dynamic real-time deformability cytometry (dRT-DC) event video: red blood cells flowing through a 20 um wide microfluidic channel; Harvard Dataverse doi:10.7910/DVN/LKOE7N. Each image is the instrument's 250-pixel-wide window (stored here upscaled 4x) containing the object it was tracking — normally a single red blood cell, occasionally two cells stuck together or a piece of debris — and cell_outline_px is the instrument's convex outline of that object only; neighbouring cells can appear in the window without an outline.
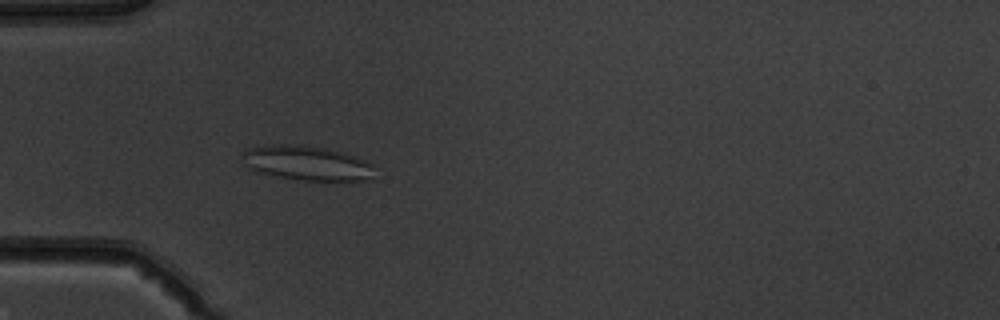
{"species": "common noctule bat (a hibernating species)", "species_latin": "Nyctalus noctula", "temperature_condition": "warm", "stored_images_in_passage": 52, "camera_frame_rate_fps": 3000, "um_per_image_px": 0.085, "animal": {"sex": "male", "body_mass_g": 19.5, "forearm_length_mm": 54.6}, "frame": {"image": 1, "passage_image": 16, "time_ms": 5.0, "image_size_px": [1000, 320], "cell_outline_px": [[376, 164], [372, 176], [364, 180], [300, 180], [256, 172], [248, 168], [244, 164], [240, 156], [240, 152], [248, 148], [272, 144], [304, 144], [344, 152]], "centroid_in_image_um": [26.04, 13.84], "position_along_channel_um": 59.0, "area_um2": 27.05}}
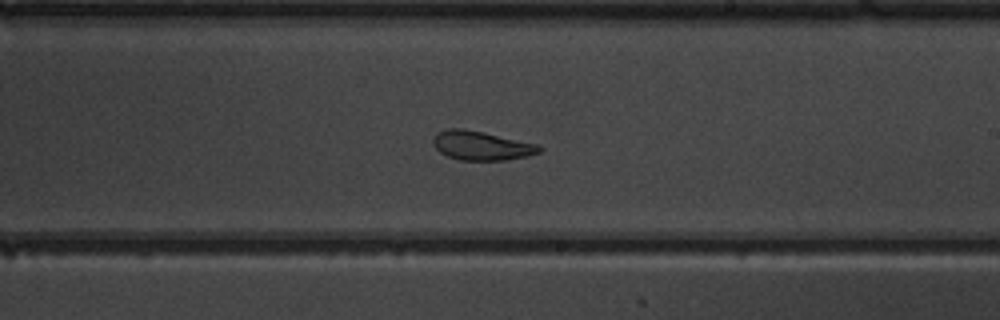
{"frame": {"image": 2, "passage_image": 31, "time_ms": 10.0, "image_size_px": [1000, 320], "cell_outline_px": [[544, 148], [540, 152], [528, 156], [508, 160], [460, 160], [448, 156], [440, 152], [432, 144], [432, 140], [436, 132], [444, 128], [464, 128], [484, 132], [540, 144]], "centroid_in_image_um": [40.93, 12.36], "position_along_channel_um": 248.1, "area_um2": 18.38}}
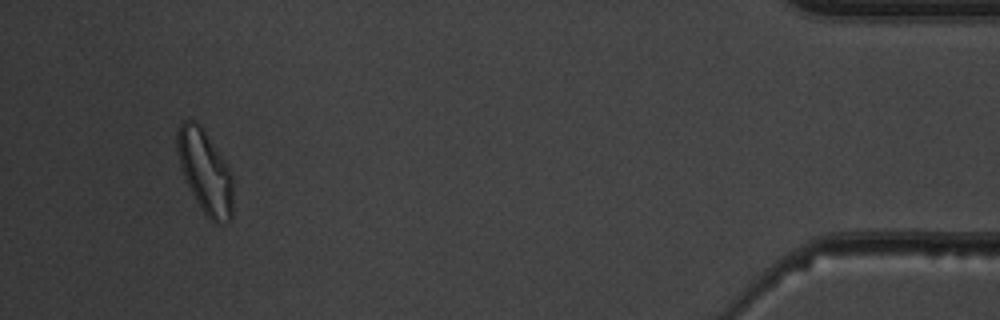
{"frame": {"image": 3, "passage_image": 49, "time_ms": 16.0, "image_size_px": [1000, 320], "cell_outline_px": [[232, 216], [228, 220], [216, 224], [204, 212], [196, 200], [184, 176], [180, 164], [176, 148], [176, 132], [180, 124], [184, 120], [196, 120], [200, 124], [232, 172]], "centroid_in_image_um": [17.42, 14.54], "position_along_channel_um": 417.8, "area_um2": 26.7}, "authors_computed_cell_mechanics": {"area_um2": 24.7095, "velocity_mm_per_s": 3.9099, "shape_relaxation_time_tau1_ms": null, "shape_relaxation_time_tau2_ms": 2.1961, "deformation_change_tau1": null, "deformation_change_tau2": 0.1002}}